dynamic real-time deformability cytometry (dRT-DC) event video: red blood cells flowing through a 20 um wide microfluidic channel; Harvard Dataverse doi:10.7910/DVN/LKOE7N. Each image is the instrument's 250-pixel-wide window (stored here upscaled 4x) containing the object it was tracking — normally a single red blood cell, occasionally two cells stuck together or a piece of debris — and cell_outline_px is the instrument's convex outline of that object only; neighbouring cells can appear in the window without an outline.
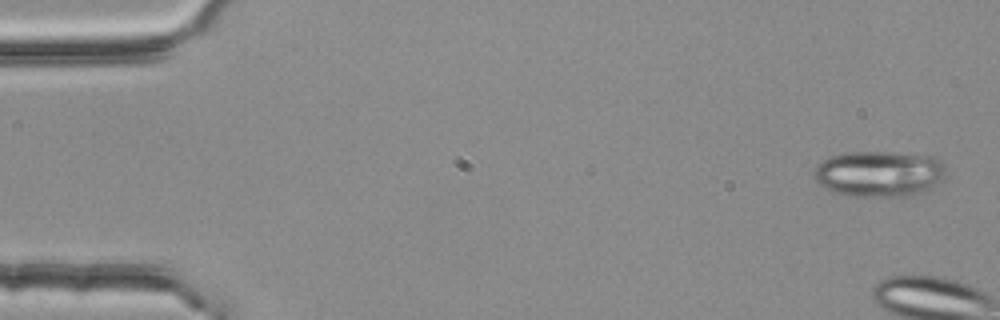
{"species": "common noctule bat (a hibernating species)", "species_latin": "Nyctalus noctula", "temperature_condition": "room temperature", "stored_images_in_passage": 6, "camera_frame_rate_fps": 3000, "um_per_image_px": 0.085, "animal": {"sex": "female", "body_mass_g": 25.1}, "frame": {"image": 1, "passage_image": 1, "time_ms": 0.0, "image_size_px": [1000, 320], "cell_outline_px": [[944, 180], [924, 192], [912, 196], [848, 196], [824, 188], [812, 176], [816, 168], [828, 156], [848, 152], [892, 152], [936, 156], [944, 164]], "centroid_in_image_um": [74.77, 14.77], "position_along_channel_um": 10.2, "area_um2": 35.6}}